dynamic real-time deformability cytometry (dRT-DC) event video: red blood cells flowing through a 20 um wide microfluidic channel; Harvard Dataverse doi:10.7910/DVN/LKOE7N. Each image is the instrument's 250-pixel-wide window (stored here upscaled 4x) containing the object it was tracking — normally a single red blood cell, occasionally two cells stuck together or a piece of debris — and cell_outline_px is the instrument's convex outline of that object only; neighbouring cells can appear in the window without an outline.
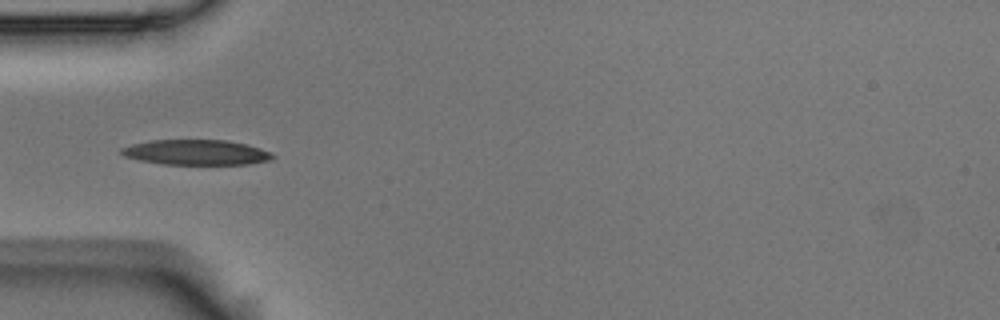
{"species": "Egyptian fruit bat (a non-hibernating species)", "species_latin": "Rousettus aegyptiacus", "temperature_condition": "room temperature", "stored_images_in_passage": 6, "camera_frame_rate_fps": 3000, "um_per_image_px": 0.085, "animal": {"sex": "male"}, "frame": {"image": 1, "passage_image": 4, "time_ms": 1.0, "image_size_px": [1000, 320], "cell_outline_px": [[276, 156], [272, 160], [248, 164], [160, 164], [140, 160], [124, 156], [120, 152], [120, 148], [132, 144], [152, 140], [224, 140], [244, 144], [260, 148], [272, 152]], "centroid_in_image_um": [16.69, 12.95], "position_along_channel_um": 68.3, "area_um2": 22.2}}
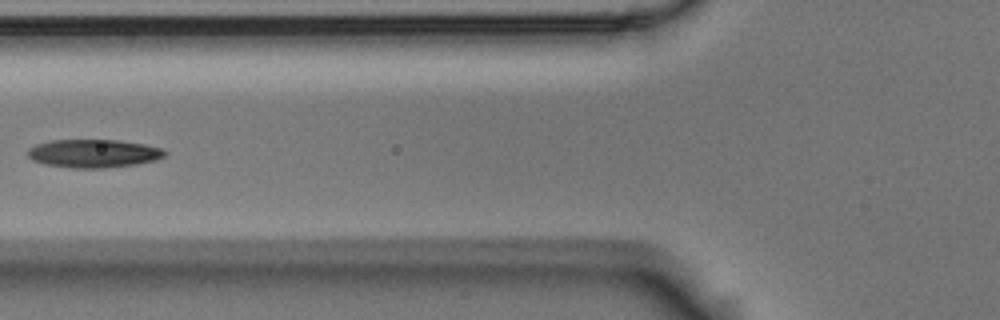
{"frame": {"image": 2, "passage_image": 5, "time_ms": 1.333, "image_size_px": [1000, 320], "cell_outline_px": [[168, 152], [164, 156], [156, 160], [136, 164], [104, 168], [72, 168], [44, 164], [32, 160], [28, 156], [28, 148], [36, 144], [52, 140], [120, 140], [144, 144], [164, 148]], "centroid_in_image_um": [7.97, 13.04], "position_along_channel_um": 117.8, "area_um2": 22.72}}
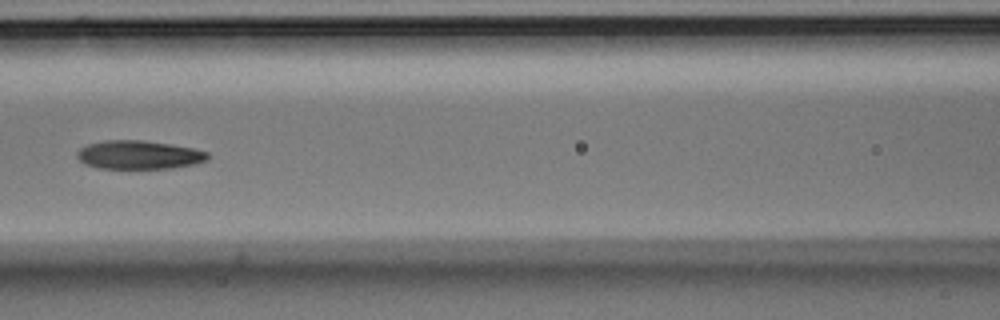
{"frame": {"image": 3, "passage_image": 6, "time_ms": 1.667, "image_size_px": [1000, 320], "cell_outline_px": [[208, 160], [196, 164], [172, 168], [96, 168], [84, 164], [76, 156], [76, 152], [80, 148], [88, 144], [104, 140], [144, 140], [172, 144], [192, 148], [208, 152]], "centroid_in_image_um": [11.8, 13.16], "position_along_channel_um": 154.8, "area_um2": 21.91}}